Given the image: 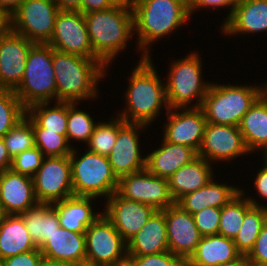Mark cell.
I'll use <instances>...</instances> for the list:
<instances>
[{
  "label": "cell",
  "mask_w": 267,
  "mask_h": 266,
  "mask_svg": "<svg viewBox=\"0 0 267 266\" xmlns=\"http://www.w3.org/2000/svg\"><path fill=\"white\" fill-rule=\"evenodd\" d=\"M264 154H265L264 155V158H265L264 159L265 160L264 162H265V165L267 166V146L264 147Z\"/></svg>",
  "instance_id": "cell-54"
},
{
  "label": "cell",
  "mask_w": 267,
  "mask_h": 266,
  "mask_svg": "<svg viewBox=\"0 0 267 266\" xmlns=\"http://www.w3.org/2000/svg\"><path fill=\"white\" fill-rule=\"evenodd\" d=\"M2 139L12 159L19 153L34 148L36 145L32 118L26 113L25 118L8 131Z\"/></svg>",
  "instance_id": "cell-36"
},
{
  "label": "cell",
  "mask_w": 267,
  "mask_h": 266,
  "mask_svg": "<svg viewBox=\"0 0 267 266\" xmlns=\"http://www.w3.org/2000/svg\"><path fill=\"white\" fill-rule=\"evenodd\" d=\"M243 191L232 198L221 208L219 234L234 239L240 231L246 211L252 206L247 199L242 198ZM243 199V200H242Z\"/></svg>",
  "instance_id": "cell-34"
},
{
  "label": "cell",
  "mask_w": 267,
  "mask_h": 266,
  "mask_svg": "<svg viewBox=\"0 0 267 266\" xmlns=\"http://www.w3.org/2000/svg\"><path fill=\"white\" fill-rule=\"evenodd\" d=\"M127 243V256L151 255L169 251L164 212L156 210L140 231Z\"/></svg>",
  "instance_id": "cell-22"
},
{
  "label": "cell",
  "mask_w": 267,
  "mask_h": 266,
  "mask_svg": "<svg viewBox=\"0 0 267 266\" xmlns=\"http://www.w3.org/2000/svg\"><path fill=\"white\" fill-rule=\"evenodd\" d=\"M248 151L267 146V95L263 93L244 114L239 124Z\"/></svg>",
  "instance_id": "cell-30"
},
{
  "label": "cell",
  "mask_w": 267,
  "mask_h": 266,
  "mask_svg": "<svg viewBox=\"0 0 267 266\" xmlns=\"http://www.w3.org/2000/svg\"><path fill=\"white\" fill-rule=\"evenodd\" d=\"M242 257L233 239L215 234L201 237L186 263L190 266H221L238 261Z\"/></svg>",
  "instance_id": "cell-23"
},
{
  "label": "cell",
  "mask_w": 267,
  "mask_h": 266,
  "mask_svg": "<svg viewBox=\"0 0 267 266\" xmlns=\"http://www.w3.org/2000/svg\"><path fill=\"white\" fill-rule=\"evenodd\" d=\"M116 192L125 199L149 204L156 210L175 203L169 192L168 179L155 176L147 169L120 177Z\"/></svg>",
  "instance_id": "cell-13"
},
{
  "label": "cell",
  "mask_w": 267,
  "mask_h": 266,
  "mask_svg": "<svg viewBox=\"0 0 267 266\" xmlns=\"http://www.w3.org/2000/svg\"><path fill=\"white\" fill-rule=\"evenodd\" d=\"M222 30L227 34L267 31V0H240Z\"/></svg>",
  "instance_id": "cell-24"
},
{
  "label": "cell",
  "mask_w": 267,
  "mask_h": 266,
  "mask_svg": "<svg viewBox=\"0 0 267 266\" xmlns=\"http://www.w3.org/2000/svg\"><path fill=\"white\" fill-rule=\"evenodd\" d=\"M212 176L210 163L203 157L197 156L168 178L172 199L176 203L184 195L205 186L212 179Z\"/></svg>",
  "instance_id": "cell-26"
},
{
  "label": "cell",
  "mask_w": 267,
  "mask_h": 266,
  "mask_svg": "<svg viewBox=\"0 0 267 266\" xmlns=\"http://www.w3.org/2000/svg\"><path fill=\"white\" fill-rule=\"evenodd\" d=\"M41 266H75V265L66 262L51 261L44 258Z\"/></svg>",
  "instance_id": "cell-52"
},
{
  "label": "cell",
  "mask_w": 267,
  "mask_h": 266,
  "mask_svg": "<svg viewBox=\"0 0 267 266\" xmlns=\"http://www.w3.org/2000/svg\"><path fill=\"white\" fill-rule=\"evenodd\" d=\"M33 242L40 248L60 227L56 208L49 203L37 202L20 214Z\"/></svg>",
  "instance_id": "cell-31"
},
{
  "label": "cell",
  "mask_w": 267,
  "mask_h": 266,
  "mask_svg": "<svg viewBox=\"0 0 267 266\" xmlns=\"http://www.w3.org/2000/svg\"><path fill=\"white\" fill-rule=\"evenodd\" d=\"M76 150L69 155L74 196L97 197L107 199L117 191L118 178L113 173L108 157L87 151L76 158Z\"/></svg>",
  "instance_id": "cell-7"
},
{
  "label": "cell",
  "mask_w": 267,
  "mask_h": 266,
  "mask_svg": "<svg viewBox=\"0 0 267 266\" xmlns=\"http://www.w3.org/2000/svg\"><path fill=\"white\" fill-rule=\"evenodd\" d=\"M264 93L267 95V83L264 85Z\"/></svg>",
  "instance_id": "cell-55"
},
{
  "label": "cell",
  "mask_w": 267,
  "mask_h": 266,
  "mask_svg": "<svg viewBox=\"0 0 267 266\" xmlns=\"http://www.w3.org/2000/svg\"><path fill=\"white\" fill-rule=\"evenodd\" d=\"M39 249L45 259L85 266V233L59 227Z\"/></svg>",
  "instance_id": "cell-21"
},
{
  "label": "cell",
  "mask_w": 267,
  "mask_h": 266,
  "mask_svg": "<svg viewBox=\"0 0 267 266\" xmlns=\"http://www.w3.org/2000/svg\"><path fill=\"white\" fill-rule=\"evenodd\" d=\"M252 206L246 211L242 227L233 239L237 250L246 256L253 248L264 224L267 222V207L259 206L253 199H248Z\"/></svg>",
  "instance_id": "cell-32"
},
{
  "label": "cell",
  "mask_w": 267,
  "mask_h": 266,
  "mask_svg": "<svg viewBox=\"0 0 267 266\" xmlns=\"http://www.w3.org/2000/svg\"><path fill=\"white\" fill-rule=\"evenodd\" d=\"M158 76L150 57L143 55L130 76L126 93L128 111L119 116L125 122L148 125L158 116L163 103L169 109L165 84Z\"/></svg>",
  "instance_id": "cell-3"
},
{
  "label": "cell",
  "mask_w": 267,
  "mask_h": 266,
  "mask_svg": "<svg viewBox=\"0 0 267 266\" xmlns=\"http://www.w3.org/2000/svg\"><path fill=\"white\" fill-rule=\"evenodd\" d=\"M85 266H119L128 262L127 244L102 213L85 232Z\"/></svg>",
  "instance_id": "cell-9"
},
{
  "label": "cell",
  "mask_w": 267,
  "mask_h": 266,
  "mask_svg": "<svg viewBox=\"0 0 267 266\" xmlns=\"http://www.w3.org/2000/svg\"><path fill=\"white\" fill-rule=\"evenodd\" d=\"M240 0H188V9H189V14L191 15L194 9L196 10L199 7L203 6H213L218 8L219 6H231L232 10L230 11L227 19L231 16L233 9L235 8L236 4Z\"/></svg>",
  "instance_id": "cell-45"
},
{
  "label": "cell",
  "mask_w": 267,
  "mask_h": 266,
  "mask_svg": "<svg viewBox=\"0 0 267 266\" xmlns=\"http://www.w3.org/2000/svg\"><path fill=\"white\" fill-rule=\"evenodd\" d=\"M10 28V19L9 17L0 12V38L9 30Z\"/></svg>",
  "instance_id": "cell-51"
},
{
  "label": "cell",
  "mask_w": 267,
  "mask_h": 266,
  "mask_svg": "<svg viewBox=\"0 0 267 266\" xmlns=\"http://www.w3.org/2000/svg\"><path fill=\"white\" fill-rule=\"evenodd\" d=\"M181 266H190L186 262H184Z\"/></svg>",
  "instance_id": "cell-58"
},
{
  "label": "cell",
  "mask_w": 267,
  "mask_h": 266,
  "mask_svg": "<svg viewBox=\"0 0 267 266\" xmlns=\"http://www.w3.org/2000/svg\"><path fill=\"white\" fill-rule=\"evenodd\" d=\"M36 203L32 177L11 169L0 173V210L3 215H20Z\"/></svg>",
  "instance_id": "cell-20"
},
{
  "label": "cell",
  "mask_w": 267,
  "mask_h": 266,
  "mask_svg": "<svg viewBox=\"0 0 267 266\" xmlns=\"http://www.w3.org/2000/svg\"><path fill=\"white\" fill-rule=\"evenodd\" d=\"M32 127L35 134V145L46 157L67 156L72 153L73 148L68 144L67 134H58L41 128L33 119Z\"/></svg>",
  "instance_id": "cell-38"
},
{
  "label": "cell",
  "mask_w": 267,
  "mask_h": 266,
  "mask_svg": "<svg viewBox=\"0 0 267 266\" xmlns=\"http://www.w3.org/2000/svg\"><path fill=\"white\" fill-rule=\"evenodd\" d=\"M22 1L23 0H0V12L5 13L10 18Z\"/></svg>",
  "instance_id": "cell-50"
},
{
  "label": "cell",
  "mask_w": 267,
  "mask_h": 266,
  "mask_svg": "<svg viewBox=\"0 0 267 266\" xmlns=\"http://www.w3.org/2000/svg\"><path fill=\"white\" fill-rule=\"evenodd\" d=\"M146 125L125 123L118 131L116 143L107 156L113 173L120 177L146 169V157L140 155L137 130ZM137 129V130H136Z\"/></svg>",
  "instance_id": "cell-18"
},
{
  "label": "cell",
  "mask_w": 267,
  "mask_h": 266,
  "mask_svg": "<svg viewBox=\"0 0 267 266\" xmlns=\"http://www.w3.org/2000/svg\"><path fill=\"white\" fill-rule=\"evenodd\" d=\"M12 158L8 153L4 141L0 138V173L11 168Z\"/></svg>",
  "instance_id": "cell-48"
},
{
  "label": "cell",
  "mask_w": 267,
  "mask_h": 266,
  "mask_svg": "<svg viewBox=\"0 0 267 266\" xmlns=\"http://www.w3.org/2000/svg\"><path fill=\"white\" fill-rule=\"evenodd\" d=\"M61 11H80L82 0H54Z\"/></svg>",
  "instance_id": "cell-49"
},
{
  "label": "cell",
  "mask_w": 267,
  "mask_h": 266,
  "mask_svg": "<svg viewBox=\"0 0 267 266\" xmlns=\"http://www.w3.org/2000/svg\"><path fill=\"white\" fill-rule=\"evenodd\" d=\"M197 53H192L182 60L173 62L167 80L166 97L169 108L185 109L192 99L198 97L197 105L201 107L203 99L208 93L211 84L201 80V60Z\"/></svg>",
  "instance_id": "cell-8"
},
{
  "label": "cell",
  "mask_w": 267,
  "mask_h": 266,
  "mask_svg": "<svg viewBox=\"0 0 267 266\" xmlns=\"http://www.w3.org/2000/svg\"><path fill=\"white\" fill-rule=\"evenodd\" d=\"M105 64L100 59L85 58L53 49L56 101L76 103L96 96V85Z\"/></svg>",
  "instance_id": "cell-2"
},
{
  "label": "cell",
  "mask_w": 267,
  "mask_h": 266,
  "mask_svg": "<svg viewBox=\"0 0 267 266\" xmlns=\"http://www.w3.org/2000/svg\"><path fill=\"white\" fill-rule=\"evenodd\" d=\"M131 266H181L184 261L171 251L151 255L128 256Z\"/></svg>",
  "instance_id": "cell-42"
},
{
  "label": "cell",
  "mask_w": 267,
  "mask_h": 266,
  "mask_svg": "<svg viewBox=\"0 0 267 266\" xmlns=\"http://www.w3.org/2000/svg\"><path fill=\"white\" fill-rule=\"evenodd\" d=\"M167 113L169 122L165 126L164 140L191 147L198 153L207 123L202 108H186L181 113H175L169 108Z\"/></svg>",
  "instance_id": "cell-19"
},
{
  "label": "cell",
  "mask_w": 267,
  "mask_h": 266,
  "mask_svg": "<svg viewBox=\"0 0 267 266\" xmlns=\"http://www.w3.org/2000/svg\"><path fill=\"white\" fill-rule=\"evenodd\" d=\"M94 54L107 66L115 54L126 47L134 30V15L130 0L101 11L84 14Z\"/></svg>",
  "instance_id": "cell-1"
},
{
  "label": "cell",
  "mask_w": 267,
  "mask_h": 266,
  "mask_svg": "<svg viewBox=\"0 0 267 266\" xmlns=\"http://www.w3.org/2000/svg\"><path fill=\"white\" fill-rule=\"evenodd\" d=\"M44 257L40 249L20 253L3 259L4 266H41Z\"/></svg>",
  "instance_id": "cell-44"
},
{
  "label": "cell",
  "mask_w": 267,
  "mask_h": 266,
  "mask_svg": "<svg viewBox=\"0 0 267 266\" xmlns=\"http://www.w3.org/2000/svg\"><path fill=\"white\" fill-rule=\"evenodd\" d=\"M38 249L33 242L23 217L18 214L2 215L0 219V259Z\"/></svg>",
  "instance_id": "cell-27"
},
{
  "label": "cell",
  "mask_w": 267,
  "mask_h": 266,
  "mask_svg": "<svg viewBox=\"0 0 267 266\" xmlns=\"http://www.w3.org/2000/svg\"><path fill=\"white\" fill-rule=\"evenodd\" d=\"M264 93V87L211 84L201 105L206 121L239 126L244 114Z\"/></svg>",
  "instance_id": "cell-5"
},
{
  "label": "cell",
  "mask_w": 267,
  "mask_h": 266,
  "mask_svg": "<svg viewBox=\"0 0 267 266\" xmlns=\"http://www.w3.org/2000/svg\"><path fill=\"white\" fill-rule=\"evenodd\" d=\"M193 218L202 237L219 234L221 208L206 207L193 214Z\"/></svg>",
  "instance_id": "cell-41"
},
{
  "label": "cell",
  "mask_w": 267,
  "mask_h": 266,
  "mask_svg": "<svg viewBox=\"0 0 267 266\" xmlns=\"http://www.w3.org/2000/svg\"><path fill=\"white\" fill-rule=\"evenodd\" d=\"M14 93L26 108L39 102L50 103L56 97L53 48L49 44L35 43L30 48L22 81Z\"/></svg>",
  "instance_id": "cell-6"
},
{
  "label": "cell",
  "mask_w": 267,
  "mask_h": 266,
  "mask_svg": "<svg viewBox=\"0 0 267 266\" xmlns=\"http://www.w3.org/2000/svg\"><path fill=\"white\" fill-rule=\"evenodd\" d=\"M139 50L149 57L148 44L169 34L189 17L188 0H130Z\"/></svg>",
  "instance_id": "cell-4"
},
{
  "label": "cell",
  "mask_w": 267,
  "mask_h": 266,
  "mask_svg": "<svg viewBox=\"0 0 267 266\" xmlns=\"http://www.w3.org/2000/svg\"><path fill=\"white\" fill-rule=\"evenodd\" d=\"M255 187L258 193L267 199V166L265 165L262 170L259 171L255 178Z\"/></svg>",
  "instance_id": "cell-47"
},
{
  "label": "cell",
  "mask_w": 267,
  "mask_h": 266,
  "mask_svg": "<svg viewBox=\"0 0 267 266\" xmlns=\"http://www.w3.org/2000/svg\"><path fill=\"white\" fill-rule=\"evenodd\" d=\"M212 180L202 188L184 195L176 204L193 215L206 207L222 208L241 190L232 186L214 183Z\"/></svg>",
  "instance_id": "cell-29"
},
{
  "label": "cell",
  "mask_w": 267,
  "mask_h": 266,
  "mask_svg": "<svg viewBox=\"0 0 267 266\" xmlns=\"http://www.w3.org/2000/svg\"><path fill=\"white\" fill-rule=\"evenodd\" d=\"M95 197L71 196L53 203L56 208L60 227L77 233H85L86 229L99 217L91 208V200Z\"/></svg>",
  "instance_id": "cell-28"
},
{
  "label": "cell",
  "mask_w": 267,
  "mask_h": 266,
  "mask_svg": "<svg viewBox=\"0 0 267 266\" xmlns=\"http://www.w3.org/2000/svg\"><path fill=\"white\" fill-rule=\"evenodd\" d=\"M249 151L244 143L239 126L207 122L198 156L209 159L228 160Z\"/></svg>",
  "instance_id": "cell-16"
},
{
  "label": "cell",
  "mask_w": 267,
  "mask_h": 266,
  "mask_svg": "<svg viewBox=\"0 0 267 266\" xmlns=\"http://www.w3.org/2000/svg\"><path fill=\"white\" fill-rule=\"evenodd\" d=\"M44 155L38 147L31 148L19 153L12 159L11 170L33 177L37 170L41 167Z\"/></svg>",
  "instance_id": "cell-40"
},
{
  "label": "cell",
  "mask_w": 267,
  "mask_h": 266,
  "mask_svg": "<svg viewBox=\"0 0 267 266\" xmlns=\"http://www.w3.org/2000/svg\"><path fill=\"white\" fill-rule=\"evenodd\" d=\"M75 107V102H68L67 139L89 142L96 123L89 114Z\"/></svg>",
  "instance_id": "cell-39"
},
{
  "label": "cell",
  "mask_w": 267,
  "mask_h": 266,
  "mask_svg": "<svg viewBox=\"0 0 267 266\" xmlns=\"http://www.w3.org/2000/svg\"><path fill=\"white\" fill-rule=\"evenodd\" d=\"M0 266H4V265H3V260H2V259H0Z\"/></svg>",
  "instance_id": "cell-57"
},
{
  "label": "cell",
  "mask_w": 267,
  "mask_h": 266,
  "mask_svg": "<svg viewBox=\"0 0 267 266\" xmlns=\"http://www.w3.org/2000/svg\"><path fill=\"white\" fill-rule=\"evenodd\" d=\"M121 0H82L81 12L83 14L109 9L117 5Z\"/></svg>",
  "instance_id": "cell-46"
},
{
  "label": "cell",
  "mask_w": 267,
  "mask_h": 266,
  "mask_svg": "<svg viewBox=\"0 0 267 266\" xmlns=\"http://www.w3.org/2000/svg\"><path fill=\"white\" fill-rule=\"evenodd\" d=\"M59 11L54 0H23L9 18L10 29L33 43L47 44Z\"/></svg>",
  "instance_id": "cell-10"
},
{
  "label": "cell",
  "mask_w": 267,
  "mask_h": 266,
  "mask_svg": "<svg viewBox=\"0 0 267 266\" xmlns=\"http://www.w3.org/2000/svg\"><path fill=\"white\" fill-rule=\"evenodd\" d=\"M47 44L64 53L99 59L94 54L84 14L80 11L60 10L55 19L53 35Z\"/></svg>",
  "instance_id": "cell-12"
},
{
  "label": "cell",
  "mask_w": 267,
  "mask_h": 266,
  "mask_svg": "<svg viewBox=\"0 0 267 266\" xmlns=\"http://www.w3.org/2000/svg\"><path fill=\"white\" fill-rule=\"evenodd\" d=\"M119 266H131L128 262Z\"/></svg>",
  "instance_id": "cell-56"
},
{
  "label": "cell",
  "mask_w": 267,
  "mask_h": 266,
  "mask_svg": "<svg viewBox=\"0 0 267 266\" xmlns=\"http://www.w3.org/2000/svg\"><path fill=\"white\" fill-rule=\"evenodd\" d=\"M46 158L32 177L37 202L53 204L74 196L69 155Z\"/></svg>",
  "instance_id": "cell-11"
},
{
  "label": "cell",
  "mask_w": 267,
  "mask_h": 266,
  "mask_svg": "<svg viewBox=\"0 0 267 266\" xmlns=\"http://www.w3.org/2000/svg\"><path fill=\"white\" fill-rule=\"evenodd\" d=\"M27 108L14 90L0 88V138L25 118Z\"/></svg>",
  "instance_id": "cell-35"
},
{
  "label": "cell",
  "mask_w": 267,
  "mask_h": 266,
  "mask_svg": "<svg viewBox=\"0 0 267 266\" xmlns=\"http://www.w3.org/2000/svg\"><path fill=\"white\" fill-rule=\"evenodd\" d=\"M162 211L166 219L169 251L186 262L202 237L195 225L193 215L176 203Z\"/></svg>",
  "instance_id": "cell-15"
},
{
  "label": "cell",
  "mask_w": 267,
  "mask_h": 266,
  "mask_svg": "<svg viewBox=\"0 0 267 266\" xmlns=\"http://www.w3.org/2000/svg\"><path fill=\"white\" fill-rule=\"evenodd\" d=\"M221 266H251L246 257L243 256L240 260L238 261H235V262H232V263H228V264H225V265H221Z\"/></svg>",
  "instance_id": "cell-53"
},
{
  "label": "cell",
  "mask_w": 267,
  "mask_h": 266,
  "mask_svg": "<svg viewBox=\"0 0 267 266\" xmlns=\"http://www.w3.org/2000/svg\"><path fill=\"white\" fill-rule=\"evenodd\" d=\"M56 104L48 109L45 108L48 102L32 104L27 108V115L47 131L67 134L68 102L57 101Z\"/></svg>",
  "instance_id": "cell-33"
},
{
  "label": "cell",
  "mask_w": 267,
  "mask_h": 266,
  "mask_svg": "<svg viewBox=\"0 0 267 266\" xmlns=\"http://www.w3.org/2000/svg\"><path fill=\"white\" fill-rule=\"evenodd\" d=\"M109 123H100L95 125L92 135L89 139V151L108 156L116 143L119 129L126 123L121 117L112 119Z\"/></svg>",
  "instance_id": "cell-37"
},
{
  "label": "cell",
  "mask_w": 267,
  "mask_h": 266,
  "mask_svg": "<svg viewBox=\"0 0 267 266\" xmlns=\"http://www.w3.org/2000/svg\"><path fill=\"white\" fill-rule=\"evenodd\" d=\"M245 257L251 266H267V222Z\"/></svg>",
  "instance_id": "cell-43"
},
{
  "label": "cell",
  "mask_w": 267,
  "mask_h": 266,
  "mask_svg": "<svg viewBox=\"0 0 267 266\" xmlns=\"http://www.w3.org/2000/svg\"><path fill=\"white\" fill-rule=\"evenodd\" d=\"M197 156V152L191 147L163 140L162 147L147 155L146 169L155 176L168 179Z\"/></svg>",
  "instance_id": "cell-25"
},
{
  "label": "cell",
  "mask_w": 267,
  "mask_h": 266,
  "mask_svg": "<svg viewBox=\"0 0 267 266\" xmlns=\"http://www.w3.org/2000/svg\"><path fill=\"white\" fill-rule=\"evenodd\" d=\"M34 44L10 28L0 38V88L15 90L19 86Z\"/></svg>",
  "instance_id": "cell-14"
},
{
  "label": "cell",
  "mask_w": 267,
  "mask_h": 266,
  "mask_svg": "<svg viewBox=\"0 0 267 266\" xmlns=\"http://www.w3.org/2000/svg\"><path fill=\"white\" fill-rule=\"evenodd\" d=\"M107 208L103 214L113 223L127 243L147 223L156 209L145 203L131 201L117 192L107 199Z\"/></svg>",
  "instance_id": "cell-17"
}]
</instances>
